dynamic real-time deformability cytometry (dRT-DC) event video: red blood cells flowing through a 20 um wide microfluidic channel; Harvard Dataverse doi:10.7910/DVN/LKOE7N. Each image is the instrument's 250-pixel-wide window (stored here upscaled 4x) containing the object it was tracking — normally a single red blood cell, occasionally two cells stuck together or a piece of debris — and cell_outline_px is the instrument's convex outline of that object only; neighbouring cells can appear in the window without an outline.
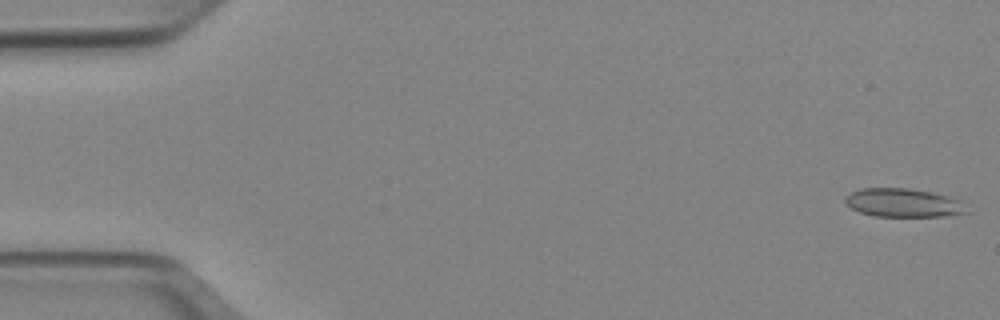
{"species": "Egyptian fruit bat (a non-hibernating species)", "species_latin": "Rousettus aegyptiacus", "temperature_condition": "cold", "stored_images_in_passage": 51, "camera_frame_rate_fps": 3000, "um_per_image_px": 0.085, "animal": {"sex": "female"}, "frame": {"image": 1, "passage_image": 1, "time_ms": 0.0, "image_size_px": [1000, 320], "cell_outline_px": [[968, 212], [944, 216], [876, 216], [860, 212], [852, 208], [844, 200], [844, 196], [860, 188], [908, 188], [932, 192], [948, 196], [960, 200]], "centroid_in_image_um": [76.76, 17.23], "position_along_channel_um": 8.2, "area_um2": 20.06}}
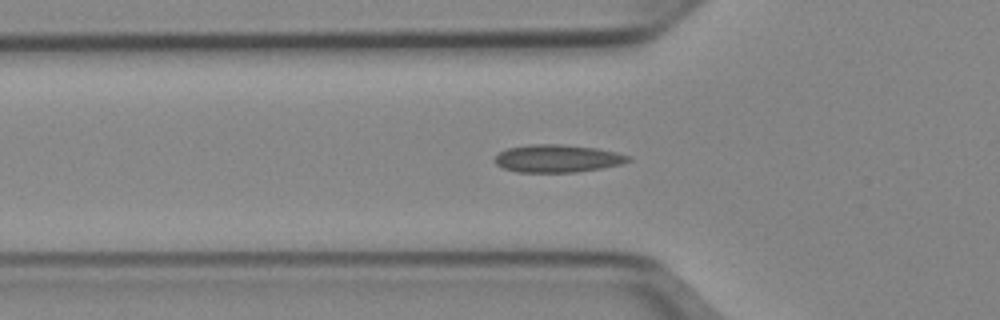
{"frame": {"image": 2, "passage_image": 17, "time_ms": 5.333, "image_size_px": [1000, 320], "cell_outline_px": [[632, 160], [620, 164], [604, 168], [576, 172], [516, 172], [504, 168], [496, 164], [492, 160], [500, 152], [508, 148], [532, 144], [560, 144], [596, 148], [616, 152], [632, 156]], "centroid_in_image_um": [47.4, 13.47], "position_along_channel_um": 78.4, "area_um2": 21.62}}
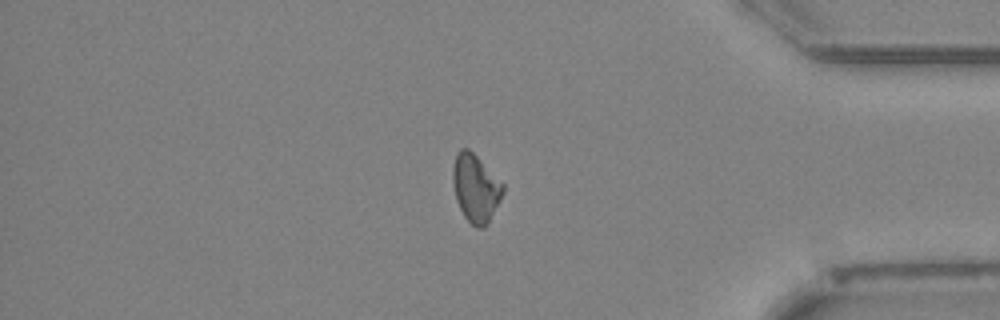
{"frame": {"image": 3, "passage_image": 43, "time_ms": 14.0, "image_size_px": [1000, 320], "cell_outline_px": [[504, 192], [488, 224], [484, 228], [476, 228], [464, 216], [456, 200], [452, 184], [452, 168], [456, 152], [460, 148], [468, 148], [504, 184]], "centroid_in_image_um": [40.41, 15.99], "position_along_channel_um": 394.8, "area_um2": 19.88}, "authors_computed_cell_mechanics": {"area_um2": 19.8832, "velocity_mm_per_s": 3.949, "shape_relaxation_time_tau1_ms": 7.8795, "shape_relaxation_time_tau2_ms": 3.8776, "deformation_change_tau1": 0.1354, "deformation_change_tau2": 0.1063}}